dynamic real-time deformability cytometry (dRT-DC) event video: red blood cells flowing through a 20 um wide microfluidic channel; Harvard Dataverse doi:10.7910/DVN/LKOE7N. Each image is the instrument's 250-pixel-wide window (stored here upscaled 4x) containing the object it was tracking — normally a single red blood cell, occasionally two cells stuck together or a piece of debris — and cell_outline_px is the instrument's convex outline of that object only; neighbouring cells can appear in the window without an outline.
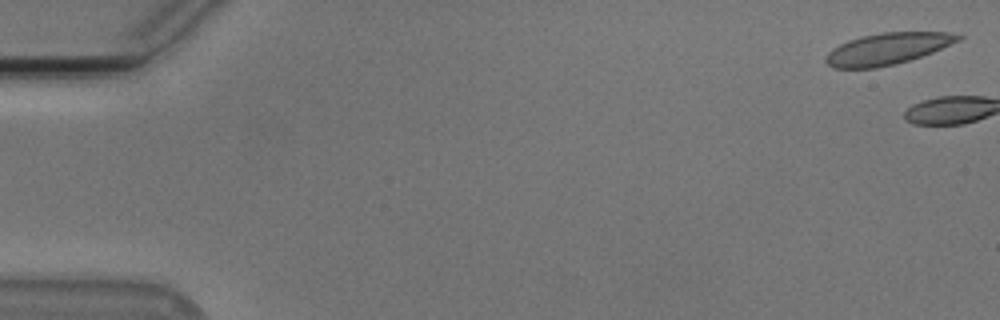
{"species": "Egyptian fruit bat (a non-hibernating species)", "species_latin": "Rousettus aegyptiacus", "temperature_condition": "cold", "stored_images_in_passage": 2, "camera_frame_rate_fps": 3000, "um_per_image_px": 0.085, "animal": {"sex": "male"}, "frame": {"image": 1, "passage_image": 1, "time_ms": 0.0, "image_size_px": [1000, 320], "cell_outline_px": [[964, 36], [960, 40], [932, 52], [896, 64], [876, 68], [832, 68], [824, 60], [828, 52], [832, 48], [848, 40], [860, 36], [884, 32], [948, 32]], "centroid_in_image_um": [75.4, 4.14], "position_along_channel_um": 9.6, "area_um2": 24.28}}